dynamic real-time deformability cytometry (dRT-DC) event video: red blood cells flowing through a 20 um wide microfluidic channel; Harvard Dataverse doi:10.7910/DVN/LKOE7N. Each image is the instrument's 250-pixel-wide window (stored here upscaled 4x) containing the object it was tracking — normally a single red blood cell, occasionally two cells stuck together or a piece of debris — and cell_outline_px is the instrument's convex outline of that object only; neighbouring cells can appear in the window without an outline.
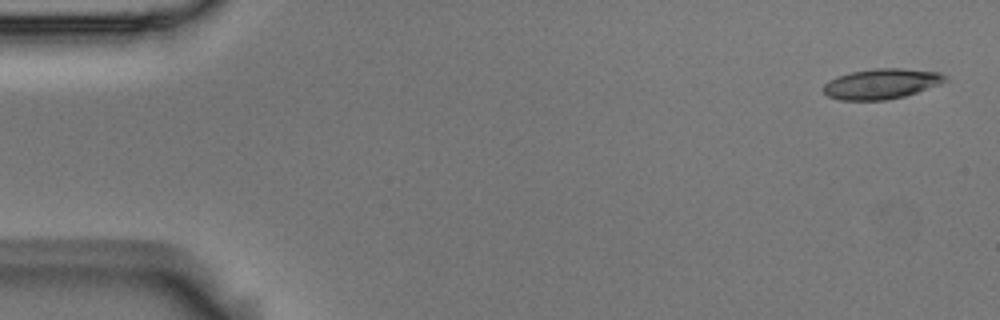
{"species": "Egyptian fruit bat (a non-hibernating species)", "species_latin": "Rousettus aegyptiacus", "temperature_condition": "room temperature", "stored_images_in_passage": 5, "segment_of_instrument_passage": [1, 2], "camera_frame_rate_fps": 3000, "um_per_image_px": 0.085, "animal": {"sex": "male"}, "frame": {"image": 1, "passage_image": 1, "time_ms": 0.0, "image_size_px": [1000, 320], "cell_outline_px": [[948, 80], [940, 84], [904, 96], [884, 100], [840, 100], [828, 96], [824, 92], [824, 84], [828, 80], [836, 76], [852, 72], [872, 68], [900, 68], [940, 72], [948, 76]], "centroid_in_image_um": [74.92, 7.11], "position_along_channel_um": 10.1, "area_um2": 21.5}}
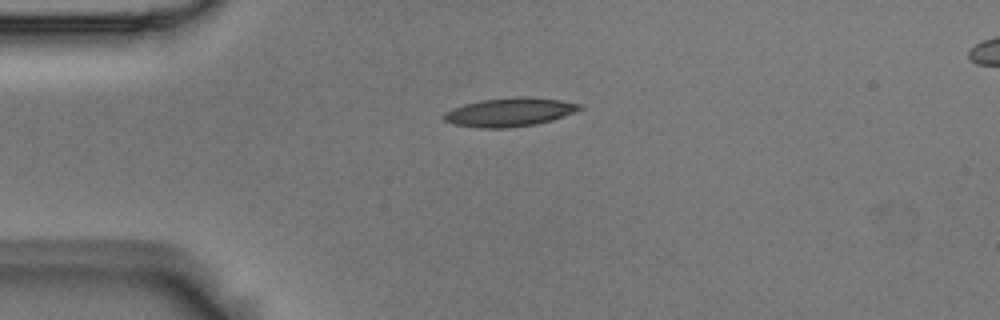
{"frame": {"image": 2, "passage_image": 4, "time_ms": 1.0, "image_size_px": [1000, 320], "cell_outline_px": [[584, 108], [564, 116], [552, 120], [536, 124], [508, 128], [476, 128], [452, 124], [444, 120], [444, 112], [452, 108], [464, 104], [480, 100], [516, 96], [524, 96], [560, 100], [580, 104]], "centroid_in_image_um": [43.29, 9.53], "position_along_channel_um": 41.7, "area_um2": 22.83}}